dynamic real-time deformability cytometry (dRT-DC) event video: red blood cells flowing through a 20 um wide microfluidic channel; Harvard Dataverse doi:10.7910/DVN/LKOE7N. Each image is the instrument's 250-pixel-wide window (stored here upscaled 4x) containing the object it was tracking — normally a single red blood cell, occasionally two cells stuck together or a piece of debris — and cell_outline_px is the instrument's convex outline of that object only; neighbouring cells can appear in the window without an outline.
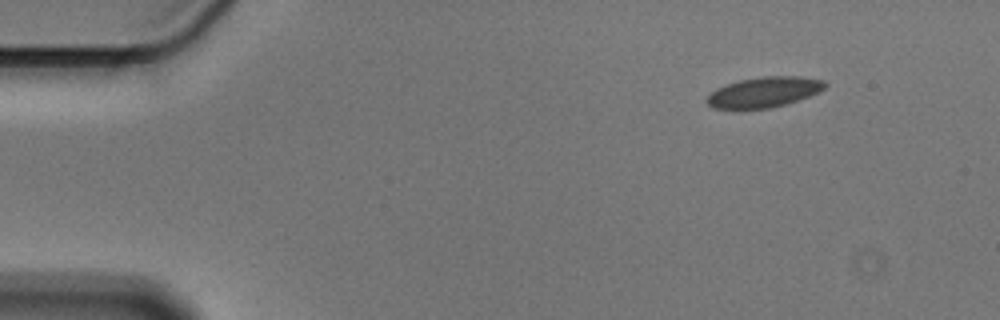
{"species": "Egyptian fruit bat (a non-hibernating species)", "species_latin": "Rousettus aegyptiacus", "temperature_condition": "cold", "stored_images_in_passage": 51, "camera_frame_rate_fps": 3000, "um_per_image_px": 0.085, "animal": {"sex": "male"}, "frame": {"image": 1, "passage_image": 1, "time_ms": 0.0, "image_size_px": [1000, 320], "cell_outline_px": [[828, 84], [820, 92], [784, 104], [768, 108], [712, 108], [704, 100], [716, 88], [740, 80], [760, 76], [800, 76], [824, 80]], "centroid_in_image_um": [64.95, 7.81], "position_along_channel_um": 20.0, "area_um2": 20.69}}
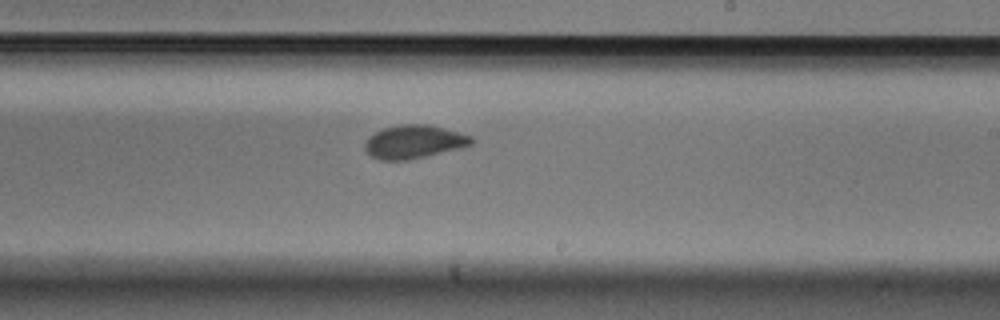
{"frame": {"image": 2, "passage_image": 28, "time_ms": 9.0, "image_size_px": [1000, 320], "cell_outline_px": [[472, 144], [460, 148], [408, 160], [380, 160], [372, 156], [364, 148], [364, 144], [368, 136], [384, 128], [404, 124], [428, 124], [472, 136]], "centroid_in_image_um": [35.16, 12.05], "position_along_channel_um": 253.8, "area_um2": 20.46}}
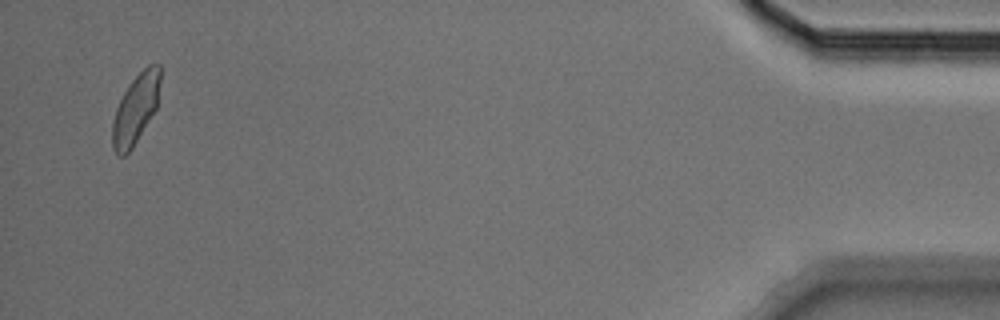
{"frame": {"image": 3, "passage_image": 49, "time_ms": 16.0, "image_size_px": [1000, 320], "cell_outline_px": [[160, 80], [156, 108], [132, 148], [124, 156], [120, 156], [112, 148], [112, 124], [116, 108], [124, 92], [132, 80], [148, 64], [160, 64]], "centroid_in_image_um": [11.52, 9.26], "position_along_channel_um": 423.7, "area_um2": 19.02}, "authors_computed_cell_mechanics": {"area_um2": 20.7502, "velocity_mm_per_s": 3.5691, "shape_relaxation_time_tau1_ms": 4.3208, "shape_relaxation_time_tau2_ms": null, "deformation_change_tau1": 0.0952, "deformation_change_tau2": null}}